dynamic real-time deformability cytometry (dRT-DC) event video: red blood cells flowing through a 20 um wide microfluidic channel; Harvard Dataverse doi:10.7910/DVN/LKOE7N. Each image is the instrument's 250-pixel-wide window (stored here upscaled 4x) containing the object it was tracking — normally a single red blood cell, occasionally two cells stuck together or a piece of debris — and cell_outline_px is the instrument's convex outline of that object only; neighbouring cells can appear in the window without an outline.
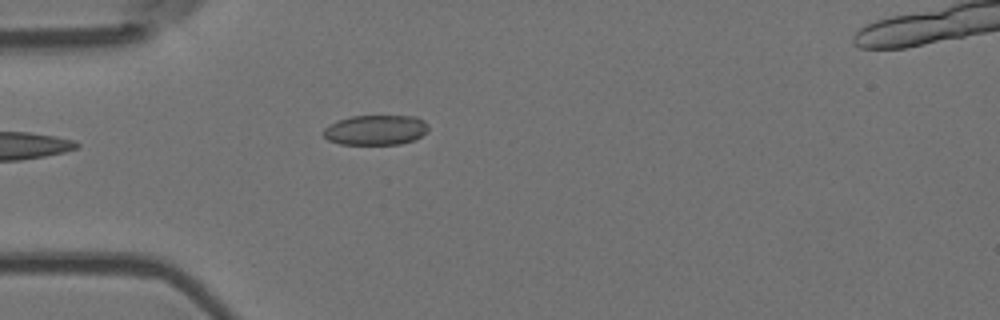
{"species": "Egyptian fruit bat (a non-hibernating species)", "species_latin": "Rousettus aegyptiacus", "temperature_condition": "room temperature", "stored_images_in_passage": 4, "camera_frame_rate_fps": 3000, "um_per_image_px": 0.085, "animal": {"sex": "female"}, "frame": {"image": 1, "passage_image": 4, "time_ms": 1.0, "image_size_px": [1000, 320], "cell_outline_px": [[428, 132], [416, 140], [400, 144], [340, 144], [328, 140], [324, 136], [324, 128], [340, 120], [352, 116], [416, 116], [424, 120], [428, 124]], "centroid_in_image_um": [32.0, 11.05], "position_along_channel_um": 53.0, "area_um2": 18.38}}